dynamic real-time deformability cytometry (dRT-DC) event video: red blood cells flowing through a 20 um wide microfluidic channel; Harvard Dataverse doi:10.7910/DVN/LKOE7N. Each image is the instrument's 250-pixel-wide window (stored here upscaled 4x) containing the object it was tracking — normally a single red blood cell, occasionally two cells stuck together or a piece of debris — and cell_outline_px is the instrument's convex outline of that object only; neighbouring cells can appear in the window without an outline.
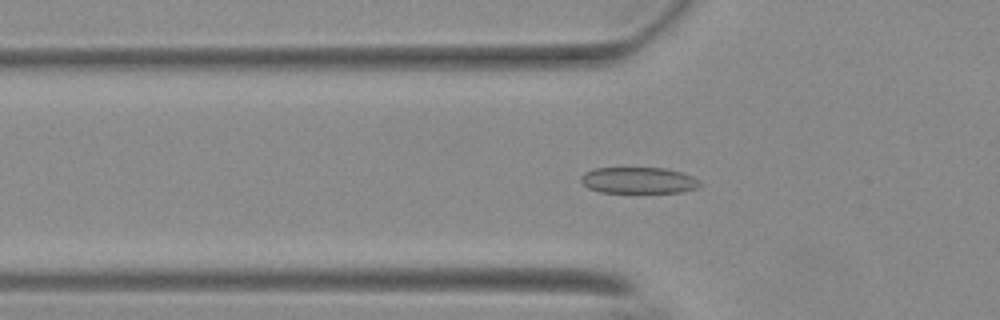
{"species": "Egyptian fruit bat (a non-hibernating species)", "species_latin": "Rousettus aegyptiacus", "temperature_condition": "warm", "stored_images_in_passage": 54, "segment_of_instrument_passage": [1, 2], "camera_frame_rate_fps": 3000, "um_per_image_px": 0.085, "animal": {"sex": "female"}, "frame": {"image": 1, "passage_image": 16, "time_ms": 5.0, "image_size_px": [1000, 320], "cell_outline_px": [[700, 184], [696, 188], [680, 192], [600, 192], [588, 188], [580, 180], [580, 176], [584, 172], [592, 168], [664, 168], [680, 172], [692, 176]], "centroid_in_image_um": [54.2, 15.32], "position_along_channel_um": 71.6, "area_um2": 18.03}}
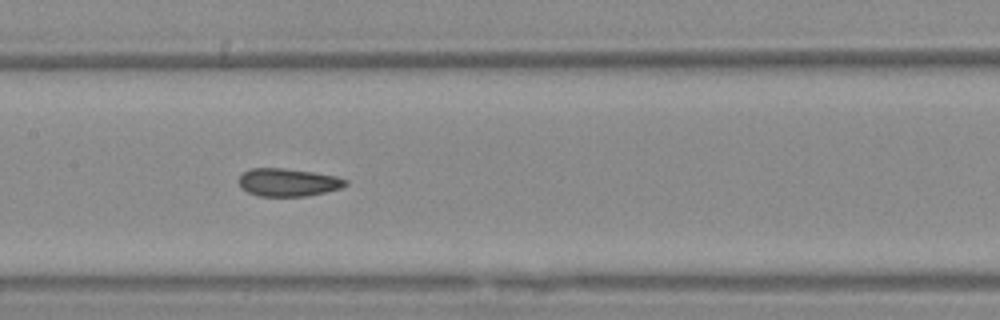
{"frame": {"image": 2, "passage_image": 25, "time_ms": 8.0, "image_size_px": [1000, 320], "cell_outline_px": [[348, 184], [340, 188], [308, 196], [260, 196], [248, 192], [240, 188], [240, 176], [244, 172], [252, 168], [284, 168], [312, 172], [336, 176], [348, 180]], "centroid_in_image_um": [24.49, 15.5], "position_along_channel_um": 182.9, "area_um2": 17.22}}
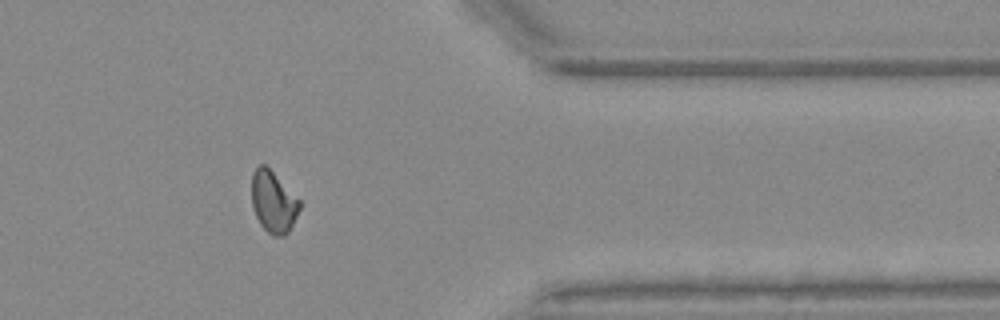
{"frame": {"image": 3, "passage_image": 43, "time_ms": 14.0, "image_size_px": [1000, 320], "cell_outline_px": [[300, 208], [288, 232], [284, 236], [272, 236], [260, 224], [256, 216], [252, 204], [252, 172], [260, 164], [264, 164], [300, 200]], "centroid_in_image_um": [23.22, 17.17], "position_along_channel_um": 388.2, "area_um2": 16.88}}